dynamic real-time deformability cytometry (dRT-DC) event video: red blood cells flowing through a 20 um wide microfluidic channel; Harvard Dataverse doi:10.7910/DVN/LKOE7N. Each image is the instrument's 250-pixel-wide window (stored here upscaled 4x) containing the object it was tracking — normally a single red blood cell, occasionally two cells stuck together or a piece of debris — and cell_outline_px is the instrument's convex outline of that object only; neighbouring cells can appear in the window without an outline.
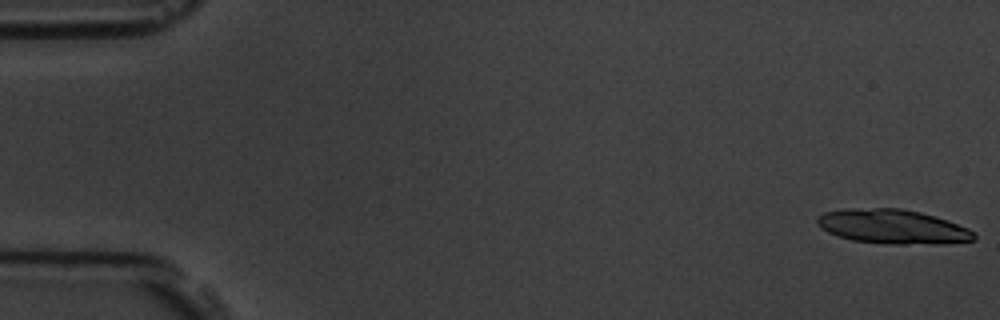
{"species": "common noctule bat (a hibernating species)", "species_latin": "Nyctalus noctula", "temperature_condition": "room temperature", "stored_images_in_passage": 5, "camera_frame_rate_fps": 3000, "um_per_image_px": 0.085, "animal": {"sex": "male", "body_mass_g": 19.5, "forearm_length_mm": 54.6}, "frame": {"image": 1, "passage_image": 1, "time_ms": 0.0, "image_size_px": [1000, 320], "cell_outline_px": [[976, 240], [944, 244], [892, 244], [852, 240], [828, 232], [820, 228], [816, 220], [816, 216], [824, 212], [848, 208], [900, 208], [920, 212], [936, 216], [968, 228], [976, 236]], "centroid_in_image_um": [75.88, 19.26], "position_along_channel_um": 9.1, "area_um2": 31.5}}